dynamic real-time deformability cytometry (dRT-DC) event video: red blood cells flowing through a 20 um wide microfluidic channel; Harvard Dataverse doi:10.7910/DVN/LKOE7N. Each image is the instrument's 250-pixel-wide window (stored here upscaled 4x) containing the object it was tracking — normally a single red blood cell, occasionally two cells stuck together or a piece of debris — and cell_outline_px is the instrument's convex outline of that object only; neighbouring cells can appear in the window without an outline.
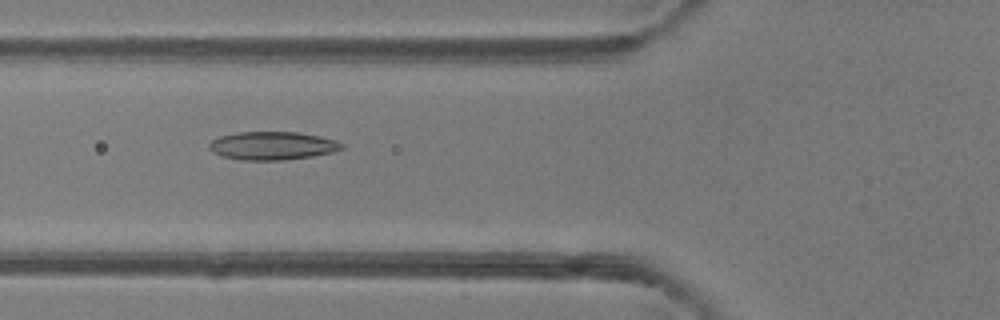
{"species": "common noctule bat (a hibernating species)", "species_latin": "Nyctalus noctula", "temperature_condition": "room temperature", "stored_images_in_passage": 3, "camera_frame_rate_fps": 3000, "um_per_image_px": 0.085, "animal": {"sex": "female"}, "frame": {"image": 1, "passage_image": 2, "time_ms": 1.0, "image_size_px": [1000, 320], "cell_outline_px": [[344, 148], [332, 152], [312, 156], [280, 160], [240, 160], [220, 156], [212, 152], [208, 148], [208, 144], [212, 140], [220, 136], [240, 132], [300, 132], [320, 136], [336, 140], [344, 144]], "centroid_in_image_um": [23.14, 12.38], "position_along_channel_um": 102.7, "area_um2": 21.91}}
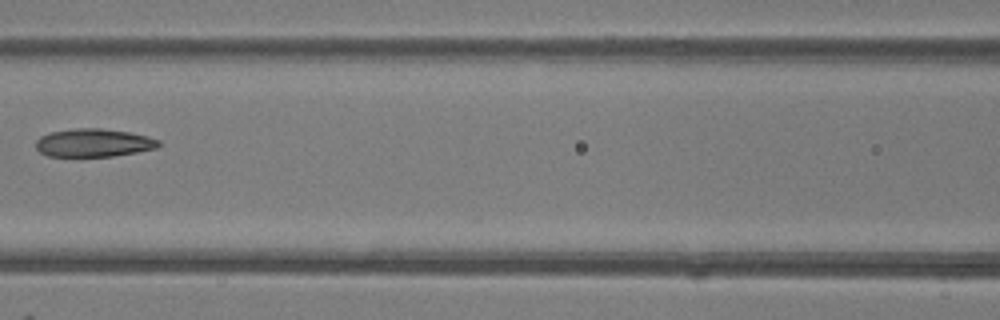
{"frame": {"image": 2, "passage_image": 3, "time_ms": 2.333, "image_size_px": [1000, 320], "cell_outline_px": [[160, 144], [156, 148], [136, 152], [112, 156], [48, 156], [40, 152], [36, 148], [36, 140], [40, 136], [52, 132], [76, 128], [100, 128], [128, 132], [148, 136], [160, 140]], "centroid_in_image_um": [7.95, 12.13], "position_along_channel_um": 158.6, "area_um2": 20.0}}